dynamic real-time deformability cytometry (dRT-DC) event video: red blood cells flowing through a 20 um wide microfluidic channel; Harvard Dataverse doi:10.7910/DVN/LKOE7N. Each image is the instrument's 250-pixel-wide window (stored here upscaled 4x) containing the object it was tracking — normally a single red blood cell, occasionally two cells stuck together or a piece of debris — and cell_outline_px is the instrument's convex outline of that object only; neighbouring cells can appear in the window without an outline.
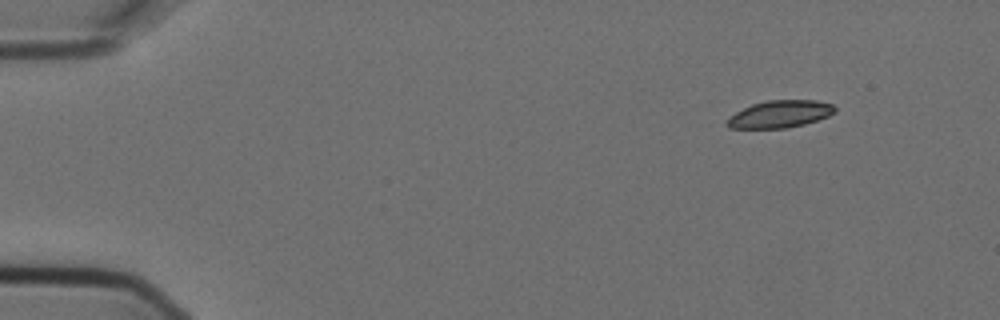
{"species": "Egyptian fruit bat (a non-hibernating species)", "species_latin": "Rousettus aegyptiacus", "temperature_condition": "cold", "stored_images_in_passage": 4, "camera_frame_rate_fps": 3000, "um_per_image_px": 0.085, "animal": {"sex": "female"}, "frame": {"image": 1, "passage_image": 1, "time_ms": 0.0, "image_size_px": [1000, 320], "cell_outline_px": [[836, 112], [828, 116], [804, 124], [788, 128], [728, 128], [724, 124], [724, 120], [736, 112], [752, 104], [768, 100], [816, 100], [832, 104], [836, 108]], "centroid_in_image_um": [66.27, 9.7], "position_along_channel_um": 18.7, "area_um2": 17.22}}
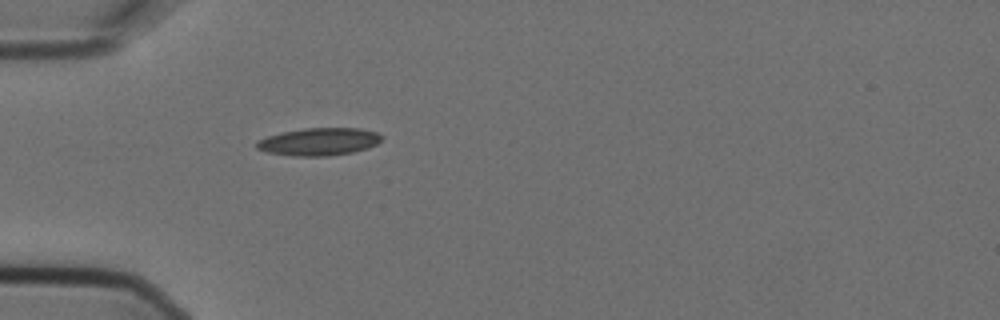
{"frame": {"image": 2, "passage_image": 4, "time_ms": 1.0, "image_size_px": [1000, 320], "cell_outline_px": [[380, 140], [376, 144], [368, 148], [352, 152], [328, 156], [292, 156], [268, 152], [256, 148], [256, 144], [260, 140], [268, 136], [284, 132], [304, 128], [360, 128], [376, 132], [380, 136]], "centroid_in_image_um": [27.12, 12.04], "position_along_channel_um": 57.9, "area_um2": 19.83}}